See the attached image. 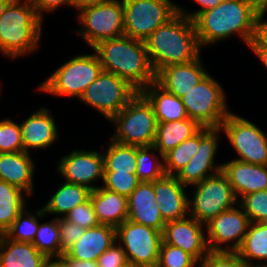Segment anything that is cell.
<instances>
[{
    "label": "cell",
    "instance_id": "cell-19",
    "mask_svg": "<svg viewBox=\"0 0 267 267\" xmlns=\"http://www.w3.org/2000/svg\"><path fill=\"white\" fill-rule=\"evenodd\" d=\"M207 69L201 54L191 62L163 67L156 73L155 81L181 98L210 73Z\"/></svg>",
    "mask_w": 267,
    "mask_h": 267
},
{
    "label": "cell",
    "instance_id": "cell-55",
    "mask_svg": "<svg viewBox=\"0 0 267 267\" xmlns=\"http://www.w3.org/2000/svg\"><path fill=\"white\" fill-rule=\"evenodd\" d=\"M249 267H267V266H249Z\"/></svg>",
    "mask_w": 267,
    "mask_h": 267
},
{
    "label": "cell",
    "instance_id": "cell-26",
    "mask_svg": "<svg viewBox=\"0 0 267 267\" xmlns=\"http://www.w3.org/2000/svg\"><path fill=\"white\" fill-rule=\"evenodd\" d=\"M60 182L62 183L55 187L56 189L53 190L46 203L41 206L47 217H65L77 205L90 198L91 190L87 187L63 180Z\"/></svg>",
    "mask_w": 267,
    "mask_h": 267
},
{
    "label": "cell",
    "instance_id": "cell-25",
    "mask_svg": "<svg viewBox=\"0 0 267 267\" xmlns=\"http://www.w3.org/2000/svg\"><path fill=\"white\" fill-rule=\"evenodd\" d=\"M91 202L100 224L117 228L128 218V198L102 186L91 191Z\"/></svg>",
    "mask_w": 267,
    "mask_h": 267
},
{
    "label": "cell",
    "instance_id": "cell-12",
    "mask_svg": "<svg viewBox=\"0 0 267 267\" xmlns=\"http://www.w3.org/2000/svg\"><path fill=\"white\" fill-rule=\"evenodd\" d=\"M138 93L126 80L102 71L78 99L109 121Z\"/></svg>",
    "mask_w": 267,
    "mask_h": 267
},
{
    "label": "cell",
    "instance_id": "cell-15",
    "mask_svg": "<svg viewBox=\"0 0 267 267\" xmlns=\"http://www.w3.org/2000/svg\"><path fill=\"white\" fill-rule=\"evenodd\" d=\"M57 159L55 170L57 175L63 178L62 180L85 186L91 191L102 186L104 179L102 150L73 148Z\"/></svg>",
    "mask_w": 267,
    "mask_h": 267
},
{
    "label": "cell",
    "instance_id": "cell-14",
    "mask_svg": "<svg viewBox=\"0 0 267 267\" xmlns=\"http://www.w3.org/2000/svg\"><path fill=\"white\" fill-rule=\"evenodd\" d=\"M221 127H202L200 129V146L192 159L174 176L184 186L190 187L203 179L222 171L223 163L218 160L221 139H224Z\"/></svg>",
    "mask_w": 267,
    "mask_h": 267
},
{
    "label": "cell",
    "instance_id": "cell-42",
    "mask_svg": "<svg viewBox=\"0 0 267 267\" xmlns=\"http://www.w3.org/2000/svg\"><path fill=\"white\" fill-rule=\"evenodd\" d=\"M65 218L84 229L92 228L100 224L97 220L91 198L84 203L77 205L65 216Z\"/></svg>",
    "mask_w": 267,
    "mask_h": 267
},
{
    "label": "cell",
    "instance_id": "cell-1",
    "mask_svg": "<svg viewBox=\"0 0 267 267\" xmlns=\"http://www.w3.org/2000/svg\"><path fill=\"white\" fill-rule=\"evenodd\" d=\"M262 0H225L200 13L193 21L202 49L238 37L249 48L255 36Z\"/></svg>",
    "mask_w": 267,
    "mask_h": 267
},
{
    "label": "cell",
    "instance_id": "cell-27",
    "mask_svg": "<svg viewBox=\"0 0 267 267\" xmlns=\"http://www.w3.org/2000/svg\"><path fill=\"white\" fill-rule=\"evenodd\" d=\"M140 93L152 105L157 122L188 119L181 98L166 91L156 81L150 83Z\"/></svg>",
    "mask_w": 267,
    "mask_h": 267
},
{
    "label": "cell",
    "instance_id": "cell-36",
    "mask_svg": "<svg viewBox=\"0 0 267 267\" xmlns=\"http://www.w3.org/2000/svg\"><path fill=\"white\" fill-rule=\"evenodd\" d=\"M200 146V130L163 156L166 175H175L196 154Z\"/></svg>",
    "mask_w": 267,
    "mask_h": 267
},
{
    "label": "cell",
    "instance_id": "cell-24",
    "mask_svg": "<svg viewBox=\"0 0 267 267\" xmlns=\"http://www.w3.org/2000/svg\"><path fill=\"white\" fill-rule=\"evenodd\" d=\"M116 240V228L99 224L85 229L84 234L64 254L82 261H98L99 256L111 247Z\"/></svg>",
    "mask_w": 267,
    "mask_h": 267
},
{
    "label": "cell",
    "instance_id": "cell-50",
    "mask_svg": "<svg viewBox=\"0 0 267 267\" xmlns=\"http://www.w3.org/2000/svg\"><path fill=\"white\" fill-rule=\"evenodd\" d=\"M255 55V58L263 65L265 73H267V49H248Z\"/></svg>",
    "mask_w": 267,
    "mask_h": 267
},
{
    "label": "cell",
    "instance_id": "cell-53",
    "mask_svg": "<svg viewBox=\"0 0 267 267\" xmlns=\"http://www.w3.org/2000/svg\"><path fill=\"white\" fill-rule=\"evenodd\" d=\"M2 85H3V84H2V82H1V80H0V101H2V100H1V98H2L1 95H2V92H3V91H2V90H3ZM0 104H1V103H0Z\"/></svg>",
    "mask_w": 267,
    "mask_h": 267
},
{
    "label": "cell",
    "instance_id": "cell-23",
    "mask_svg": "<svg viewBox=\"0 0 267 267\" xmlns=\"http://www.w3.org/2000/svg\"><path fill=\"white\" fill-rule=\"evenodd\" d=\"M160 206L156 203L153 182H140L128 197V220L142 224L156 230H164L166 222L163 220Z\"/></svg>",
    "mask_w": 267,
    "mask_h": 267
},
{
    "label": "cell",
    "instance_id": "cell-34",
    "mask_svg": "<svg viewBox=\"0 0 267 267\" xmlns=\"http://www.w3.org/2000/svg\"><path fill=\"white\" fill-rule=\"evenodd\" d=\"M136 175L141 182H153L165 175L163 155L154 146H136Z\"/></svg>",
    "mask_w": 267,
    "mask_h": 267
},
{
    "label": "cell",
    "instance_id": "cell-35",
    "mask_svg": "<svg viewBox=\"0 0 267 267\" xmlns=\"http://www.w3.org/2000/svg\"><path fill=\"white\" fill-rule=\"evenodd\" d=\"M32 243L47 258L60 257L64 252L60 248L59 218L51 217L43 223L39 221V227Z\"/></svg>",
    "mask_w": 267,
    "mask_h": 267
},
{
    "label": "cell",
    "instance_id": "cell-7",
    "mask_svg": "<svg viewBox=\"0 0 267 267\" xmlns=\"http://www.w3.org/2000/svg\"><path fill=\"white\" fill-rule=\"evenodd\" d=\"M211 74L181 97L188 118L201 127H221L232 112L225 87Z\"/></svg>",
    "mask_w": 267,
    "mask_h": 267
},
{
    "label": "cell",
    "instance_id": "cell-22",
    "mask_svg": "<svg viewBox=\"0 0 267 267\" xmlns=\"http://www.w3.org/2000/svg\"><path fill=\"white\" fill-rule=\"evenodd\" d=\"M222 172L240 201L245 195L267 190V165H255L235 159L223 162Z\"/></svg>",
    "mask_w": 267,
    "mask_h": 267
},
{
    "label": "cell",
    "instance_id": "cell-5",
    "mask_svg": "<svg viewBox=\"0 0 267 267\" xmlns=\"http://www.w3.org/2000/svg\"><path fill=\"white\" fill-rule=\"evenodd\" d=\"M83 51L73 55L64 63L62 62L34 90L39 94L45 93L56 98L78 100L86 88L103 71L97 54L92 49L87 53Z\"/></svg>",
    "mask_w": 267,
    "mask_h": 267
},
{
    "label": "cell",
    "instance_id": "cell-17",
    "mask_svg": "<svg viewBox=\"0 0 267 267\" xmlns=\"http://www.w3.org/2000/svg\"><path fill=\"white\" fill-rule=\"evenodd\" d=\"M55 117L49 107L42 105L19 121L23 151L33 154L35 150L46 151L58 143L61 134Z\"/></svg>",
    "mask_w": 267,
    "mask_h": 267
},
{
    "label": "cell",
    "instance_id": "cell-49",
    "mask_svg": "<svg viewBox=\"0 0 267 267\" xmlns=\"http://www.w3.org/2000/svg\"><path fill=\"white\" fill-rule=\"evenodd\" d=\"M105 0H73V9L76 10L75 13L79 12L83 8L97 5Z\"/></svg>",
    "mask_w": 267,
    "mask_h": 267
},
{
    "label": "cell",
    "instance_id": "cell-45",
    "mask_svg": "<svg viewBox=\"0 0 267 267\" xmlns=\"http://www.w3.org/2000/svg\"><path fill=\"white\" fill-rule=\"evenodd\" d=\"M248 49H267V8L261 6L255 26V36Z\"/></svg>",
    "mask_w": 267,
    "mask_h": 267
},
{
    "label": "cell",
    "instance_id": "cell-52",
    "mask_svg": "<svg viewBox=\"0 0 267 267\" xmlns=\"http://www.w3.org/2000/svg\"><path fill=\"white\" fill-rule=\"evenodd\" d=\"M12 0H0V17Z\"/></svg>",
    "mask_w": 267,
    "mask_h": 267
},
{
    "label": "cell",
    "instance_id": "cell-54",
    "mask_svg": "<svg viewBox=\"0 0 267 267\" xmlns=\"http://www.w3.org/2000/svg\"><path fill=\"white\" fill-rule=\"evenodd\" d=\"M262 6L267 8V0H262Z\"/></svg>",
    "mask_w": 267,
    "mask_h": 267
},
{
    "label": "cell",
    "instance_id": "cell-43",
    "mask_svg": "<svg viewBox=\"0 0 267 267\" xmlns=\"http://www.w3.org/2000/svg\"><path fill=\"white\" fill-rule=\"evenodd\" d=\"M60 248L63 252L69 249L84 234L85 229L65 217L59 218Z\"/></svg>",
    "mask_w": 267,
    "mask_h": 267
},
{
    "label": "cell",
    "instance_id": "cell-16",
    "mask_svg": "<svg viewBox=\"0 0 267 267\" xmlns=\"http://www.w3.org/2000/svg\"><path fill=\"white\" fill-rule=\"evenodd\" d=\"M249 224L250 220L239 203L220 213L205 224L209 250L236 252L244 241Z\"/></svg>",
    "mask_w": 267,
    "mask_h": 267
},
{
    "label": "cell",
    "instance_id": "cell-41",
    "mask_svg": "<svg viewBox=\"0 0 267 267\" xmlns=\"http://www.w3.org/2000/svg\"><path fill=\"white\" fill-rule=\"evenodd\" d=\"M199 267H249L237 252L210 251L200 262Z\"/></svg>",
    "mask_w": 267,
    "mask_h": 267
},
{
    "label": "cell",
    "instance_id": "cell-8",
    "mask_svg": "<svg viewBox=\"0 0 267 267\" xmlns=\"http://www.w3.org/2000/svg\"><path fill=\"white\" fill-rule=\"evenodd\" d=\"M78 28L72 29L88 48L97 43L124 35V8L122 0H105L83 8L76 14ZM80 27V28H79Z\"/></svg>",
    "mask_w": 267,
    "mask_h": 267
},
{
    "label": "cell",
    "instance_id": "cell-9",
    "mask_svg": "<svg viewBox=\"0 0 267 267\" xmlns=\"http://www.w3.org/2000/svg\"><path fill=\"white\" fill-rule=\"evenodd\" d=\"M224 139L241 162L267 165V130L232 111L222 122Z\"/></svg>",
    "mask_w": 267,
    "mask_h": 267
},
{
    "label": "cell",
    "instance_id": "cell-51",
    "mask_svg": "<svg viewBox=\"0 0 267 267\" xmlns=\"http://www.w3.org/2000/svg\"><path fill=\"white\" fill-rule=\"evenodd\" d=\"M41 267H63L58 257H49L42 263Z\"/></svg>",
    "mask_w": 267,
    "mask_h": 267
},
{
    "label": "cell",
    "instance_id": "cell-29",
    "mask_svg": "<svg viewBox=\"0 0 267 267\" xmlns=\"http://www.w3.org/2000/svg\"><path fill=\"white\" fill-rule=\"evenodd\" d=\"M202 127L188 118L171 122H158L153 146L163 156L177 145L191 138Z\"/></svg>",
    "mask_w": 267,
    "mask_h": 267
},
{
    "label": "cell",
    "instance_id": "cell-32",
    "mask_svg": "<svg viewBox=\"0 0 267 267\" xmlns=\"http://www.w3.org/2000/svg\"><path fill=\"white\" fill-rule=\"evenodd\" d=\"M104 151V171L135 173L137 167L136 146L124 145L108 138Z\"/></svg>",
    "mask_w": 267,
    "mask_h": 267
},
{
    "label": "cell",
    "instance_id": "cell-48",
    "mask_svg": "<svg viewBox=\"0 0 267 267\" xmlns=\"http://www.w3.org/2000/svg\"><path fill=\"white\" fill-rule=\"evenodd\" d=\"M63 267H99L97 261H82L67 257L64 253L58 257Z\"/></svg>",
    "mask_w": 267,
    "mask_h": 267
},
{
    "label": "cell",
    "instance_id": "cell-44",
    "mask_svg": "<svg viewBox=\"0 0 267 267\" xmlns=\"http://www.w3.org/2000/svg\"><path fill=\"white\" fill-rule=\"evenodd\" d=\"M99 267H131L122 247L115 242L98 258Z\"/></svg>",
    "mask_w": 267,
    "mask_h": 267
},
{
    "label": "cell",
    "instance_id": "cell-13",
    "mask_svg": "<svg viewBox=\"0 0 267 267\" xmlns=\"http://www.w3.org/2000/svg\"><path fill=\"white\" fill-rule=\"evenodd\" d=\"M116 240L131 267H157L163 232L125 220L116 228Z\"/></svg>",
    "mask_w": 267,
    "mask_h": 267
},
{
    "label": "cell",
    "instance_id": "cell-47",
    "mask_svg": "<svg viewBox=\"0 0 267 267\" xmlns=\"http://www.w3.org/2000/svg\"><path fill=\"white\" fill-rule=\"evenodd\" d=\"M193 2V5H197L199 9H186L183 4H178V12L182 15L186 16L187 18L194 20L200 13L204 12L205 10L211 9L219 5L221 2L225 0H189ZM190 9V10H189Z\"/></svg>",
    "mask_w": 267,
    "mask_h": 267
},
{
    "label": "cell",
    "instance_id": "cell-38",
    "mask_svg": "<svg viewBox=\"0 0 267 267\" xmlns=\"http://www.w3.org/2000/svg\"><path fill=\"white\" fill-rule=\"evenodd\" d=\"M23 151L19 122L10 117L0 119V153Z\"/></svg>",
    "mask_w": 267,
    "mask_h": 267
},
{
    "label": "cell",
    "instance_id": "cell-10",
    "mask_svg": "<svg viewBox=\"0 0 267 267\" xmlns=\"http://www.w3.org/2000/svg\"><path fill=\"white\" fill-rule=\"evenodd\" d=\"M188 190L189 193L192 192L188 194L189 215L203 224L239 203L227 176L222 171L190 186Z\"/></svg>",
    "mask_w": 267,
    "mask_h": 267
},
{
    "label": "cell",
    "instance_id": "cell-21",
    "mask_svg": "<svg viewBox=\"0 0 267 267\" xmlns=\"http://www.w3.org/2000/svg\"><path fill=\"white\" fill-rule=\"evenodd\" d=\"M37 161L25 151L0 153V180L22 189L32 198L36 192Z\"/></svg>",
    "mask_w": 267,
    "mask_h": 267
},
{
    "label": "cell",
    "instance_id": "cell-20",
    "mask_svg": "<svg viewBox=\"0 0 267 267\" xmlns=\"http://www.w3.org/2000/svg\"><path fill=\"white\" fill-rule=\"evenodd\" d=\"M173 175H164L154 181L156 203L165 222L182 219L189 215V201L187 190Z\"/></svg>",
    "mask_w": 267,
    "mask_h": 267
},
{
    "label": "cell",
    "instance_id": "cell-28",
    "mask_svg": "<svg viewBox=\"0 0 267 267\" xmlns=\"http://www.w3.org/2000/svg\"><path fill=\"white\" fill-rule=\"evenodd\" d=\"M46 258L32 242H17L0 234V267H41Z\"/></svg>",
    "mask_w": 267,
    "mask_h": 267
},
{
    "label": "cell",
    "instance_id": "cell-46",
    "mask_svg": "<svg viewBox=\"0 0 267 267\" xmlns=\"http://www.w3.org/2000/svg\"><path fill=\"white\" fill-rule=\"evenodd\" d=\"M32 2L37 15L43 21H45L47 14L57 13L60 8L73 9V0H33Z\"/></svg>",
    "mask_w": 267,
    "mask_h": 267
},
{
    "label": "cell",
    "instance_id": "cell-39",
    "mask_svg": "<svg viewBox=\"0 0 267 267\" xmlns=\"http://www.w3.org/2000/svg\"><path fill=\"white\" fill-rule=\"evenodd\" d=\"M157 267H199V262L182 249L162 242Z\"/></svg>",
    "mask_w": 267,
    "mask_h": 267
},
{
    "label": "cell",
    "instance_id": "cell-18",
    "mask_svg": "<svg viewBox=\"0 0 267 267\" xmlns=\"http://www.w3.org/2000/svg\"><path fill=\"white\" fill-rule=\"evenodd\" d=\"M163 242L178 247L200 262L209 252L205 224L190 215L166 222Z\"/></svg>",
    "mask_w": 267,
    "mask_h": 267
},
{
    "label": "cell",
    "instance_id": "cell-6",
    "mask_svg": "<svg viewBox=\"0 0 267 267\" xmlns=\"http://www.w3.org/2000/svg\"><path fill=\"white\" fill-rule=\"evenodd\" d=\"M108 123L114 128L109 137L113 141L139 147L153 146L158 122L152 105L140 92Z\"/></svg>",
    "mask_w": 267,
    "mask_h": 267
},
{
    "label": "cell",
    "instance_id": "cell-11",
    "mask_svg": "<svg viewBox=\"0 0 267 267\" xmlns=\"http://www.w3.org/2000/svg\"><path fill=\"white\" fill-rule=\"evenodd\" d=\"M124 35L145 41L158 27L178 13L173 0H122Z\"/></svg>",
    "mask_w": 267,
    "mask_h": 267
},
{
    "label": "cell",
    "instance_id": "cell-4",
    "mask_svg": "<svg viewBox=\"0 0 267 267\" xmlns=\"http://www.w3.org/2000/svg\"><path fill=\"white\" fill-rule=\"evenodd\" d=\"M44 21L30 0H12L0 17V54L7 60L36 54L41 48Z\"/></svg>",
    "mask_w": 267,
    "mask_h": 267
},
{
    "label": "cell",
    "instance_id": "cell-33",
    "mask_svg": "<svg viewBox=\"0 0 267 267\" xmlns=\"http://www.w3.org/2000/svg\"><path fill=\"white\" fill-rule=\"evenodd\" d=\"M30 204L18 215L4 235L17 242H33L39 227V220L46 219L42 207L33 211ZM32 209V210H31Z\"/></svg>",
    "mask_w": 267,
    "mask_h": 267
},
{
    "label": "cell",
    "instance_id": "cell-40",
    "mask_svg": "<svg viewBox=\"0 0 267 267\" xmlns=\"http://www.w3.org/2000/svg\"><path fill=\"white\" fill-rule=\"evenodd\" d=\"M239 204L243 207L250 222L267 221V190L245 195Z\"/></svg>",
    "mask_w": 267,
    "mask_h": 267
},
{
    "label": "cell",
    "instance_id": "cell-3",
    "mask_svg": "<svg viewBox=\"0 0 267 267\" xmlns=\"http://www.w3.org/2000/svg\"><path fill=\"white\" fill-rule=\"evenodd\" d=\"M91 49L104 71L126 80L138 92L156 80L144 41L123 35L103 40Z\"/></svg>",
    "mask_w": 267,
    "mask_h": 267
},
{
    "label": "cell",
    "instance_id": "cell-31",
    "mask_svg": "<svg viewBox=\"0 0 267 267\" xmlns=\"http://www.w3.org/2000/svg\"><path fill=\"white\" fill-rule=\"evenodd\" d=\"M30 198L22 189L0 180V234H4L29 205Z\"/></svg>",
    "mask_w": 267,
    "mask_h": 267
},
{
    "label": "cell",
    "instance_id": "cell-30",
    "mask_svg": "<svg viewBox=\"0 0 267 267\" xmlns=\"http://www.w3.org/2000/svg\"><path fill=\"white\" fill-rule=\"evenodd\" d=\"M236 252L249 266H267V224L250 222L244 241Z\"/></svg>",
    "mask_w": 267,
    "mask_h": 267
},
{
    "label": "cell",
    "instance_id": "cell-37",
    "mask_svg": "<svg viewBox=\"0 0 267 267\" xmlns=\"http://www.w3.org/2000/svg\"><path fill=\"white\" fill-rule=\"evenodd\" d=\"M140 182L136 173L104 171L102 187L128 198Z\"/></svg>",
    "mask_w": 267,
    "mask_h": 267
},
{
    "label": "cell",
    "instance_id": "cell-2",
    "mask_svg": "<svg viewBox=\"0 0 267 267\" xmlns=\"http://www.w3.org/2000/svg\"><path fill=\"white\" fill-rule=\"evenodd\" d=\"M144 42L155 73L165 66L191 62L203 53L194 21L179 12Z\"/></svg>",
    "mask_w": 267,
    "mask_h": 267
}]
</instances>
